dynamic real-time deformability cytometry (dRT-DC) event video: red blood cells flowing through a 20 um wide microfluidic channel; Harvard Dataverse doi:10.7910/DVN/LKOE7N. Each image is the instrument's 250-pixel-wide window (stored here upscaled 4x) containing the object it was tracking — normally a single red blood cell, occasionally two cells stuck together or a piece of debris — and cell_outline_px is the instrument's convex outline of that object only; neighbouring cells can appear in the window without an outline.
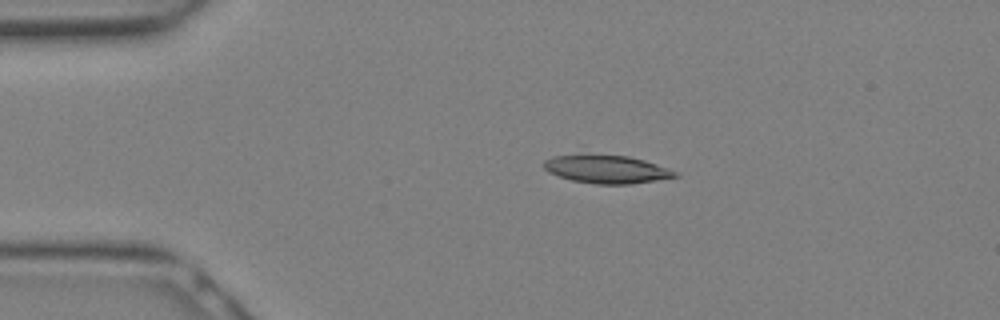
{"species": "Egyptian fruit bat (a non-hibernating species)", "species_latin": "Rousettus aegyptiacus", "temperature_condition": "warm", "stored_images_in_passage": 9, "camera_frame_rate_fps": 3000, "um_per_image_px": 0.085, "animal": {"sex": "female"}, "frame": {"image": 1, "passage_image": 1, "time_ms": 0.0, "image_size_px": [1000, 320], "cell_outline_px": [[680, 176], [656, 180], [628, 184], [596, 184], [572, 180], [548, 172], [544, 168], [544, 160], [552, 156], [628, 156], [644, 160], [680, 172]], "centroid_in_image_um": [51.62, 14.41], "position_along_channel_um": 33.4, "area_um2": 20.98}}
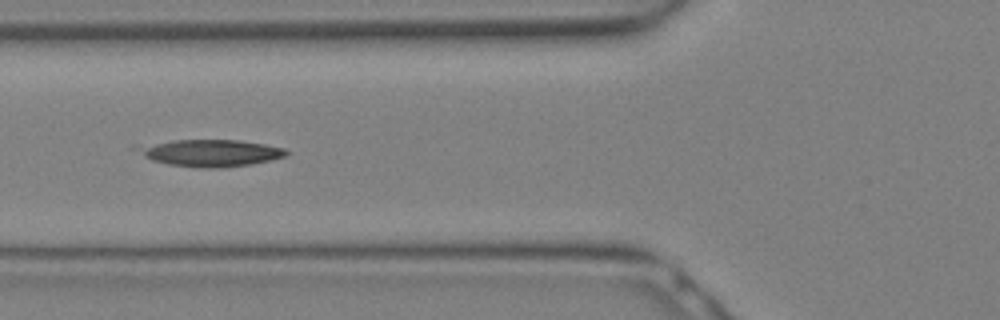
{"frame": {"image": 2, "passage_image": 6, "time_ms": 1.667, "image_size_px": [1000, 320], "cell_outline_px": [[288, 152], [284, 156], [272, 160], [252, 164], [224, 168], [196, 168], [168, 164], [152, 160], [144, 156], [132, 148], [136, 144], [176, 140], [236, 140], [264, 144], [284, 148]], "centroid_in_image_um": [17.8, 13.0], "position_along_channel_um": 108.0, "area_um2": 23.64}}
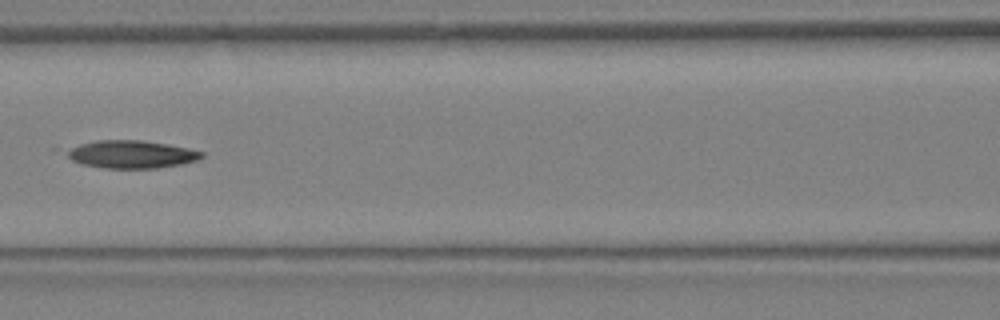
{"frame": {"image": 3, "passage_image": 8, "time_ms": 2.333, "image_size_px": [1000, 320], "cell_outline_px": [[204, 156], [196, 160], [180, 164], [156, 168], [104, 168], [80, 164], [72, 160], [52, 148], [96, 140], [140, 140], [168, 144], [188, 148], [204, 152]], "centroid_in_image_um": [10.92, 13.09], "position_along_channel_um": 155.7, "area_um2": 22.72}}